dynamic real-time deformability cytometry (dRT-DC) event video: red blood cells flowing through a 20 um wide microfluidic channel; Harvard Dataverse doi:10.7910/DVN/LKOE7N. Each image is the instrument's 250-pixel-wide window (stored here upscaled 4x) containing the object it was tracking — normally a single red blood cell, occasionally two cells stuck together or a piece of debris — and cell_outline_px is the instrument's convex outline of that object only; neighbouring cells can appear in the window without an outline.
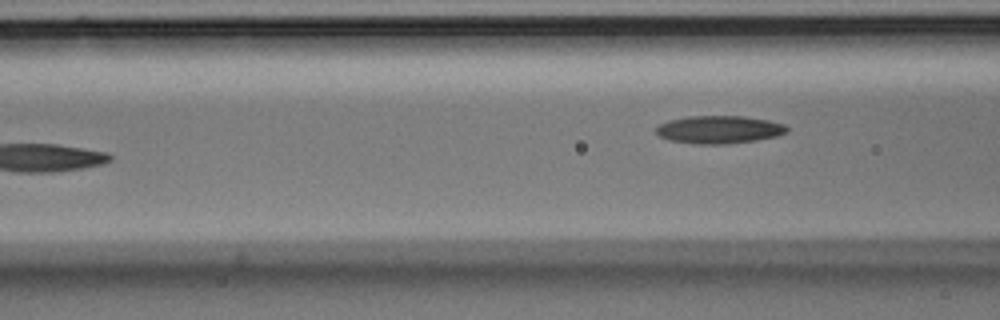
{"species": "Egyptian fruit bat (a non-hibernating species)", "species_latin": "Rousettus aegyptiacus", "temperature_condition": "room temperature", "stored_images_in_passage": 5, "camera_frame_rate_fps": 3000, "um_per_image_px": 0.085, "animal": {"sex": "male"}, "frame": {"image": 1, "passage_image": 5, "time_ms": 1.333, "image_size_px": [1000, 320], "cell_outline_px": [[788, 132], [776, 136], [756, 140], [724, 144], [692, 144], [668, 140], [660, 136], [656, 132], [656, 128], [660, 124], [668, 120], [688, 116], [744, 116], [768, 120], [784, 124], [788, 128]], "centroid_in_image_um": [61.11, 11.01], "position_along_channel_um": 105.5, "area_um2": 21.27}}